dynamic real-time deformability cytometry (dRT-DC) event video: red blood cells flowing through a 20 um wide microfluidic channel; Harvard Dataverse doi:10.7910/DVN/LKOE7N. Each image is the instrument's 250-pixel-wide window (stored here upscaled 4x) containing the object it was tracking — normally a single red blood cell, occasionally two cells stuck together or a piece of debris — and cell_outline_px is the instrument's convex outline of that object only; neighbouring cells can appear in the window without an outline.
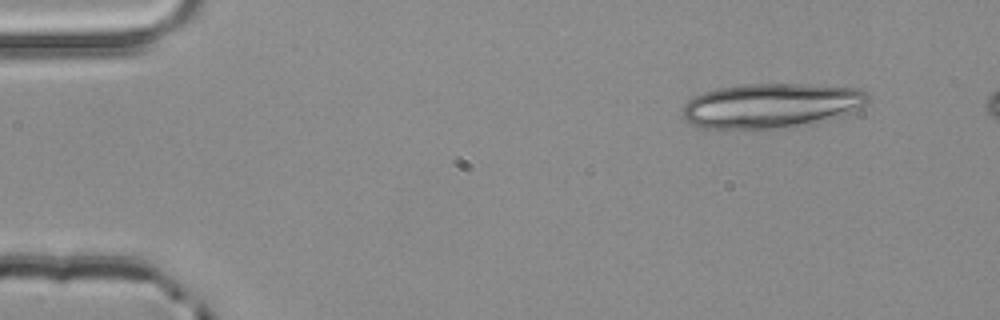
{"species": "common noctule bat (a hibernating species)", "species_latin": "Nyctalus noctula", "temperature_condition": "room temperature", "stored_images_in_passage": 4, "camera_frame_rate_fps": 3000, "um_per_image_px": 0.085, "animal": {"sex": "male", "body_mass_g": 20.4}, "frame": {"image": 1, "passage_image": 1, "time_ms": 0.0, "image_size_px": [1000, 320], "cell_outline_px": [[872, 96], [864, 104], [852, 112], [844, 116], [812, 124], [772, 128], [704, 128], [688, 124], [680, 116], [684, 104], [692, 96], [716, 88], [740, 84], [804, 84], [864, 88]], "centroid_in_image_um": [65.56, 8.97], "position_along_channel_um": 19.4, "area_um2": 49.01}}